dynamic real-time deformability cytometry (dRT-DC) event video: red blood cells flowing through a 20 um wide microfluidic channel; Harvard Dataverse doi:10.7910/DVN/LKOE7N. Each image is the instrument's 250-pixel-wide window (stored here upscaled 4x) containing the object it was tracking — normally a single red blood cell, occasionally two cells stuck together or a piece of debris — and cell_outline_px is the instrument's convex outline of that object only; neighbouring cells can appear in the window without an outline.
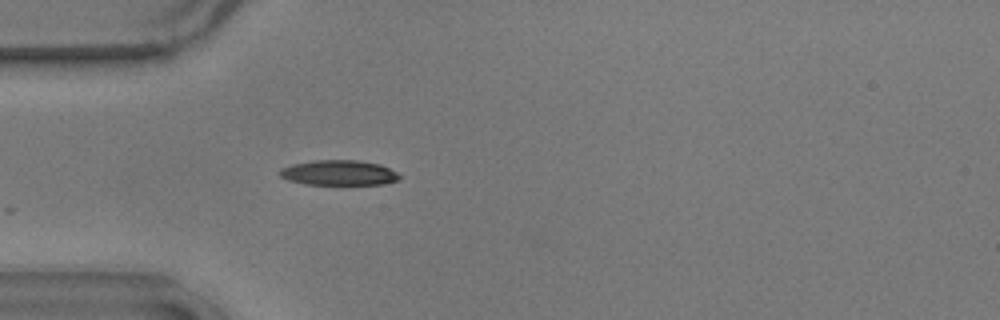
{"species": "common noctule bat (a hibernating species)", "species_latin": "Nyctalus noctula", "temperature_condition": "warm", "stored_images_in_passage": 9, "camera_frame_rate_fps": 3000, "um_per_image_px": 0.085, "animal": {"sex": "male", "body_mass_g": 17.9}, "frame": {"image": 1, "passage_image": 1, "time_ms": 0.0, "image_size_px": [1000, 320], "cell_outline_px": [[400, 176], [396, 180], [384, 184], [304, 184], [288, 180], [280, 176], [280, 168], [292, 164], [312, 160], [356, 160], [380, 164], [396, 172]], "centroid_in_image_um": [28.76, 14.68], "position_along_channel_um": 56.2, "area_um2": 17.4}}